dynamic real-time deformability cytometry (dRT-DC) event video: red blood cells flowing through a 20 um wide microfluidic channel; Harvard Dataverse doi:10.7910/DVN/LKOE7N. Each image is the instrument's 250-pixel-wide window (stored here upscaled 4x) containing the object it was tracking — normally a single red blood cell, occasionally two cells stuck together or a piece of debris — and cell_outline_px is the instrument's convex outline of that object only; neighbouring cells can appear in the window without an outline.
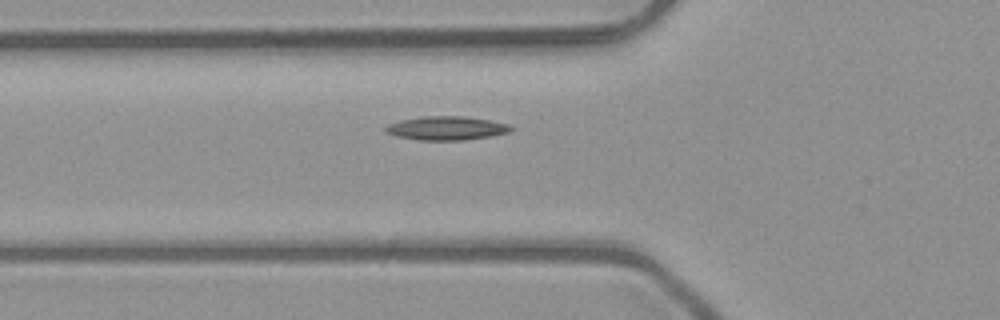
{"species": "common noctule bat (a hibernating species)", "species_latin": "Nyctalus noctula", "temperature_condition": "room temperature", "stored_images_in_passage": 6, "segment_of_instrument_passage": [1, 2], "camera_frame_rate_fps": 3000, "um_per_image_px": 0.085, "animal": {"sex": "male", "body_mass_g": 23.1, "forearm_length_mm": 52.7}, "frame": {"image": 1, "passage_image": 5, "time_ms": 1.333, "image_size_px": [1000, 320], "cell_outline_px": [[516, 128], [508, 132], [492, 136], [464, 140], [420, 140], [396, 136], [388, 132], [384, 128], [388, 124], [404, 120], [424, 116], [464, 116], [492, 120], [508, 124]], "centroid_in_image_um": [38.02, 10.89], "position_along_channel_um": 87.8, "area_um2": 17.28}}